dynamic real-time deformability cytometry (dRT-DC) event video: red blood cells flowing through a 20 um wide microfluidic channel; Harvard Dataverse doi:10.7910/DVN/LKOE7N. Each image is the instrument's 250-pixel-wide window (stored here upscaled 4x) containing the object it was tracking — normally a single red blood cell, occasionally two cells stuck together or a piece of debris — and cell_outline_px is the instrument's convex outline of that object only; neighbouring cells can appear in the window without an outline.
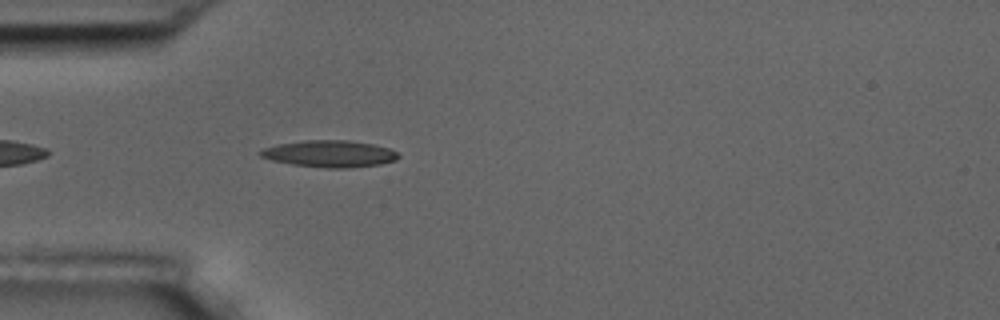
{"species": "common noctule bat (a hibernating species)", "species_latin": "Nyctalus noctula", "temperature_condition": "room temperature", "stored_images_in_passage": 7, "camera_frame_rate_fps": 3000, "um_per_image_px": 0.085, "animal": {"sex": "male", "body_mass_g": 17.5, "forearm_length_mm": 52.3}, "frame": {"image": 1, "passage_image": 7, "time_ms": 7.667, "image_size_px": [1000, 320], "cell_outline_px": [[400, 156], [396, 160], [380, 164], [348, 168], [328, 168], [292, 164], [272, 160], [260, 156], [256, 152], [264, 148], [276, 144], [304, 140], [348, 140], [372, 144], [388, 148], [396, 152]], "centroid_in_image_um": [27.99, 13.06], "position_along_channel_um": 57.0, "area_um2": 21.5}}